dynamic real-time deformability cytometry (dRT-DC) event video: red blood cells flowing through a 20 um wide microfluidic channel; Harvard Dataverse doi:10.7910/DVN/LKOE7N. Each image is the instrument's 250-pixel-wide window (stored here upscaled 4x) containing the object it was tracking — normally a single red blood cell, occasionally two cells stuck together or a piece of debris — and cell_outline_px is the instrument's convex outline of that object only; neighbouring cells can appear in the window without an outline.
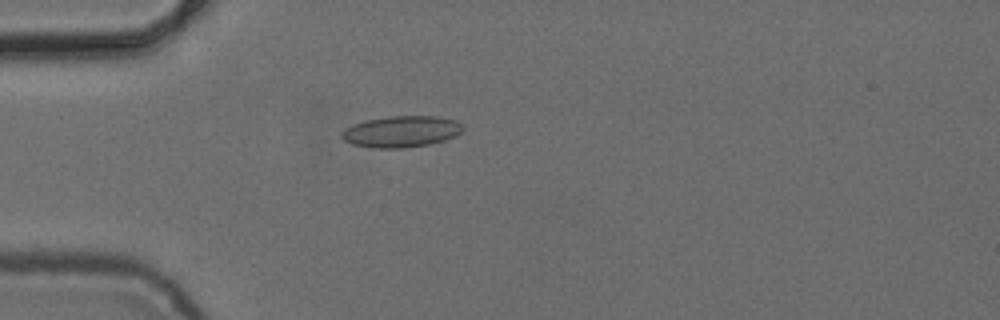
{"species": "common noctule bat (a hibernating species)", "species_latin": "Nyctalus noctula", "temperature_condition": "cold", "stored_images_in_passage": 4, "camera_frame_rate_fps": 3000, "um_per_image_px": 0.085, "animal": {"sex": "female", "body_mass_g": 24.6, "forearm_length_mm": 56.2}, "frame": {"image": 1, "passage_image": 4, "time_ms": 3.333, "image_size_px": [1000, 320], "cell_outline_px": [[464, 128], [460, 132], [444, 140], [428, 144], [404, 148], [376, 148], [352, 144], [344, 140], [340, 136], [340, 132], [344, 128], [352, 124], [364, 120], [388, 116], [436, 116], [456, 120], [464, 124]], "centroid_in_image_um": [34.07, 11.17], "position_along_channel_um": 50.9, "area_um2": 22.25}}